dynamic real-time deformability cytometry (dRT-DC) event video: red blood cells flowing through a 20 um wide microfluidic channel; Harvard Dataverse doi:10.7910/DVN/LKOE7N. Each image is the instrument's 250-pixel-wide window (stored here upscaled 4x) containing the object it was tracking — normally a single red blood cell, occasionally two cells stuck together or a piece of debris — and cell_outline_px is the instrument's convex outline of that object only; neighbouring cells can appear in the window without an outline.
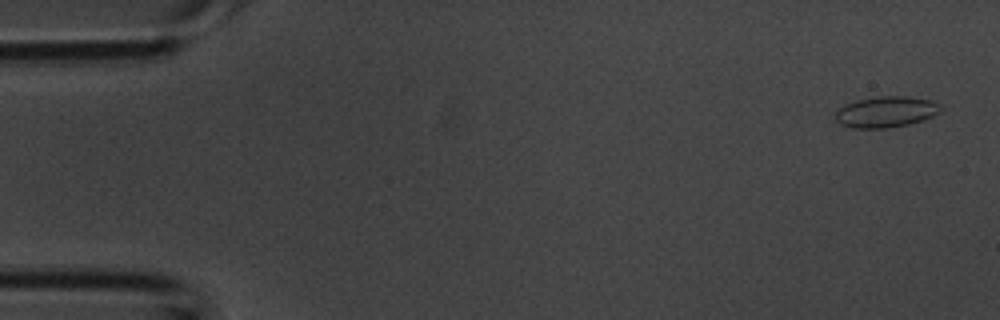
{"species": "common noctule bat (a hibernating species)", "species_latin": "Nyctalus noctula", "temperature_condition": "room temperature", "stored_images_in_passage": 43, "segment_of_instrument_passage": [1, 2], "camera_frame_rate_fps": 3000, "um_per_image_px": 0.085, "animal": {"sex": "male", "body_mass_g": 20.1, "forearm_length_mm": 53.5}, "frame": {"image": 1, "passage_image": 1, "time_ms": 0.0, "image_size_px": [1000, 320], "cell_outline_px": [[944, 108], [940, 112], [924, 120], [908, 124], [888, 128], [852, 128], [840, 124], [836, 120], [836, 112], [844, 104], [856, 100], [880, 96], [908, 96], [928, 100], [940, 104]], "centroid_in_image_um": [75.32, 9.51], "position_along_channel_um": 9.7, "area_um2": 19.07}}
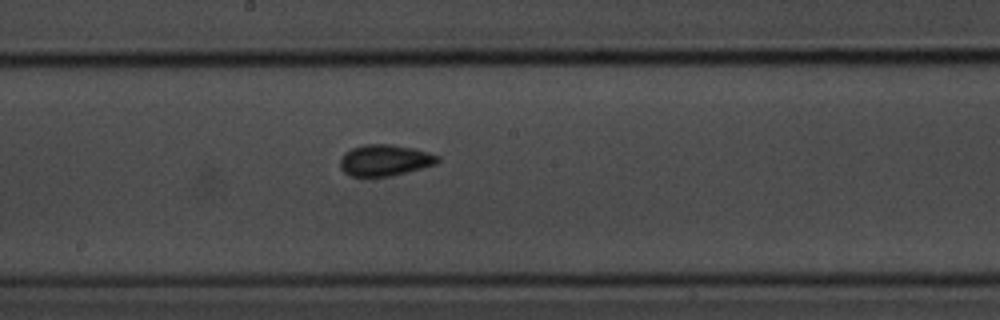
{"frame": {"image": 2, "passage_image": 22, "time_ms": 7.0, "image_size_px": [1000, 320], "cell_outline_px": [[440, 160], [436, 164], [388, 176], [352, 176], [344, 172], [340, 168], [340, 160], [344, 152], [352, 148], [368, 144], [388, 144], [412, 148], [440, 156]], "centroid_in_image_um": [32.68, 13.61], "position_along_channel_um": 215.5, "area_um2": 17.46}}
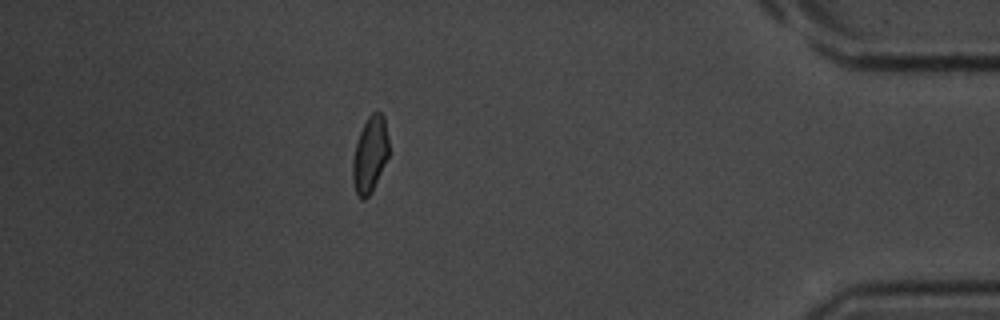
{"frame": {"image": 3, "passage_image": 37, "time_ms": 12.0, "image_size_px": [1000, 320], "cell_outline_px": [[388, 156], [372, 192], [364, 200], [360, 200], [356, 196], [352, 180], [352, 160], [356, 144], [360, 132], [368, 116], [372, 112], [380, 112], [384, 116], [388, 140]], "centroid_in_image_um": [31.42, 13.18], "position_along_channel_um": 403.8, "area_um2": 16.07}}